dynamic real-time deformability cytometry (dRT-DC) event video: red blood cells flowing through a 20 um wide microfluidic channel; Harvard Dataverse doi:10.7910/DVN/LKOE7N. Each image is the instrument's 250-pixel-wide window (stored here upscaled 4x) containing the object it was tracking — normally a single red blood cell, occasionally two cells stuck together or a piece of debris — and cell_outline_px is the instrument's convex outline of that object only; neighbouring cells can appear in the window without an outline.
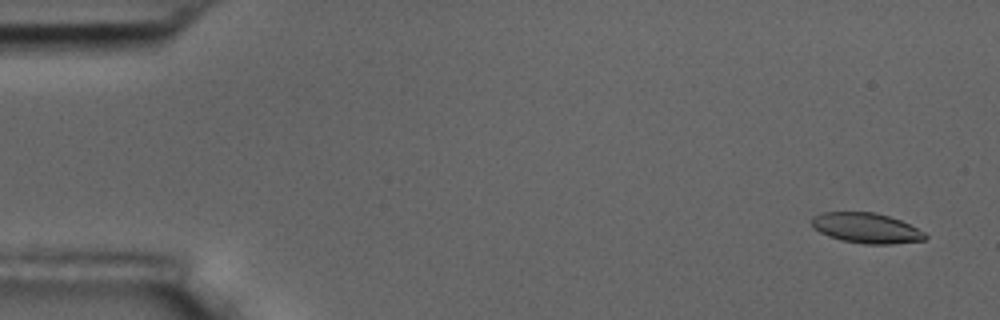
{"species": "common noctule bat (a hibernating species)", "species_latin": "Nyctalus noctula", "temperature_condition": "room temperature", "stored_images_in_passage": 57, "camera_frame_rate_fps": 3000, "um_per_image_px": 0.085, "animal": {"sex": "male", "body_mass_g": 17.5, "forearm_length_mm": 52.3}, "frame": {"image": 1, "passage_image": 3, "time_ms": 0.667, "image_size_px": [1000, 320], "cell_outline_px": [[928, 236], [924, 240], [892, 244], [864, 244], [840, 240], [828, 236], [812, 228], [812, 216], [820, 212], [876, 212], [900, 220], [924, 232]], "centroid_in_image_um": [73.6, 19.38], "position_along_channel_um": 11.4, "area_um2": 20.06}}
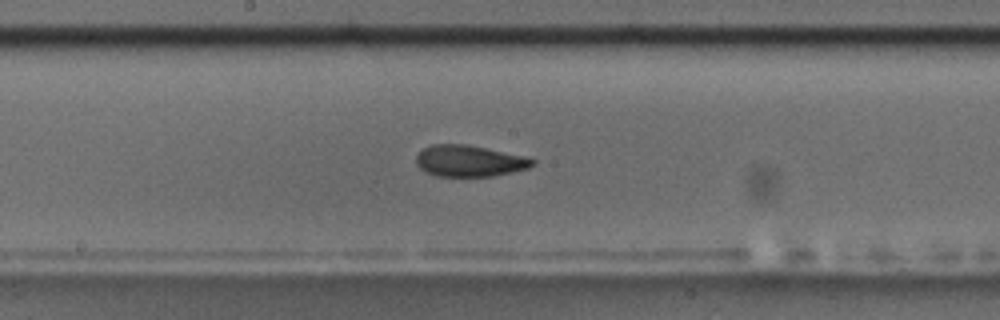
{"frame": {"image": 2, "passage_image": 30, "time_ms": 9.667, "image_size_px": [1000, 320], "cell_outline_px": [[536, 160], [528, 168], [512, 172], [492, 176], [436, 176], [424, 172], [416, 164], [416, 156], [424, 148], [432, 144], [468, 144], [520, 156]], "centroid_in_image_um": [39.82, 13.68], "position_along_channel_um": 208.4, "area_um2": 20.98}}
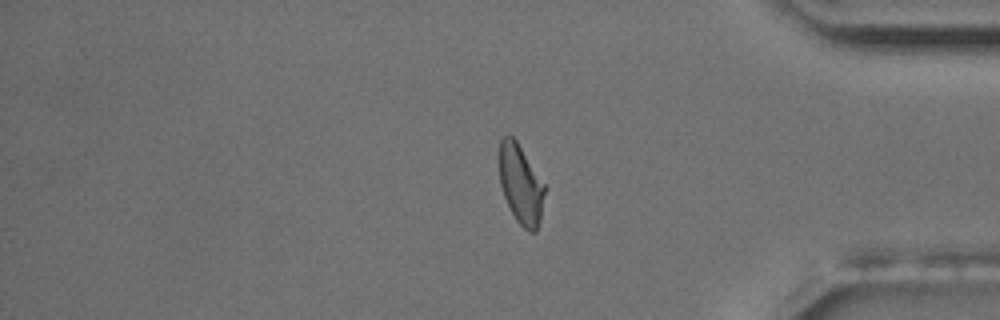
{"frame": {"image": 3, "passage_image": 47, "time_ms": 15.333, "image_size_px": [1000, 320], "cell_outline_px": [[544, 192], [540, 220], [536, 232], [528, 232], [516, 220], [504, 196], [500, 184], [500, 140], [508, 132], [516, 140], [544, 184]], "centroid_in_image_um": [44.25, 15.67], "position_along_channel_um": 390.9, "area_um2": 20.52}, "authors_computed_cell_mechanics": {"area_um2": 21.097, "velocity_mm_per_s": 3.6054, "shape_relaxation_time_tau1_ms": 7.6484, "shape_relaxation_time_tau2_ms": 2.2808, "deformation_change_tau1": 0.1848, "deformation_change_tau2": 0.0815}}